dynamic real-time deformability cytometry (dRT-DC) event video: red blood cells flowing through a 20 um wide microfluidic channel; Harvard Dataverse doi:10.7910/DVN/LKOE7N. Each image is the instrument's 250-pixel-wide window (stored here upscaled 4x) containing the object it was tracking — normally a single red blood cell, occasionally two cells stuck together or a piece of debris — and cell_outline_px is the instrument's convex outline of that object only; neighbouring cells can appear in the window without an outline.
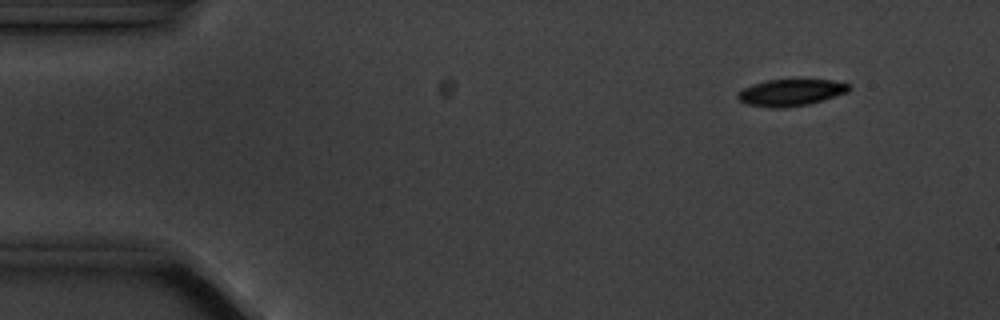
{"species": "common noctule bat (a hibernating species)", "species_latin": "Nyctalus noctula", "temperature_condition": "cold", "stored_images_in_passage": 6, "camera_frame_rate_fps": 3000, "um_per_image_px": 0.085, "animal": {"sex": "male", "body_mass_g": 20.1, "forearm_length_mm": 53.5}, "frame": {"image": 1, "passage_image": 1, "time_ms": 0.0, "image_size_px": [1000, 320], "cell_outline_px": [[852, 88], [848, 92], [824, 100], [808, 104], [784, 108], [772, 108], [744, 104], [736, 96], [736, 92], [752, 84], [768, 80], [832, 80], [848, 84]], "centroid_in_image_um": [67.19, 7.87], "position_along_channel_um": 17.8, "area_um2": 17.4}}
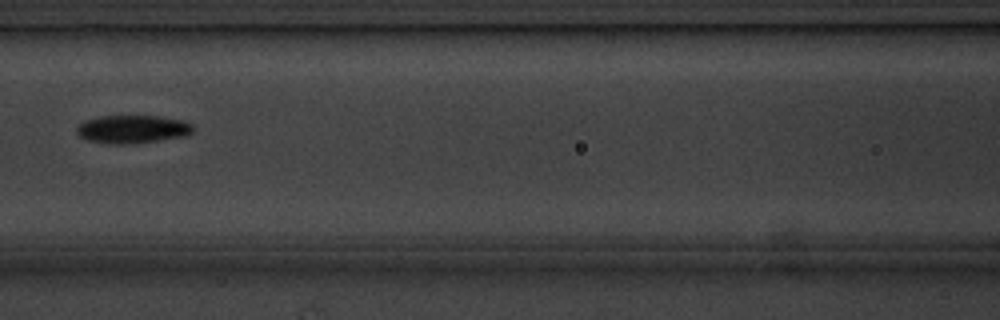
{"frame": {"image": 2, "passage_image": 6, "time_ms": 6.333, "image_size_px": [1000, 320], "cell_outline_px": [[196, 128], [192, 132], [184, 136], [156, 140], [120, 144], [112, 144], [88, 140], [80, 136], [76, 132], [76, 128], [84, 120], [100, 116], [160, 116], [184, 120], [192, 124]], "centroid_in_image_um": [11.27, 10.96], "position_along_channel_um": 155.3, "area_um2": 18.9}}